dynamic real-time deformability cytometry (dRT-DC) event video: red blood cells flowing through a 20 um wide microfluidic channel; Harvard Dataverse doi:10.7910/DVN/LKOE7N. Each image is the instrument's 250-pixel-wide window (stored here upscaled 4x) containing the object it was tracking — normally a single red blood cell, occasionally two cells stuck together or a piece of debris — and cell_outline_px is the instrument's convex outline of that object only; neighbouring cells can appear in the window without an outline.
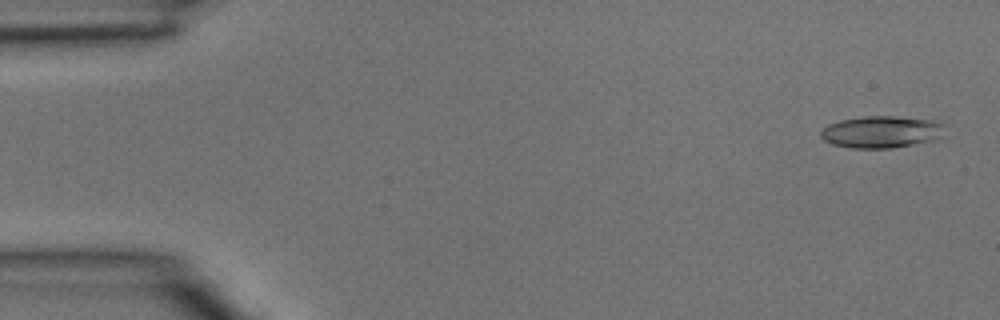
{"species": "common noctule bat (a hibernating species)", "species_latin": "Nyctalus noctula", "temperature_condition": "room temperature", "stored_images_in_passage": 4, "camera_frame_rate_fps": 3000, "um_per_image_px": 0.085, "animal": {"sex": "male", "body_mass_g": 15.6}, "frame": {"image": 1, "passage_image": 1, "time_ms": 0.0, "image_size_px": [1000, 320], "cell_outline_px": [[948, 136], [940, 140], [892, 148], [852, 148], [832, 144], [824, 140], [820, 136], [820, 132], [828, 124], [840, 120], [864, 116], [892, 116], [932, 120], [940, 124]], "centroid_in_image_um": [74.97, 11.23], "position_along_channel_um": 10.0, "area_um2": 23.41}}
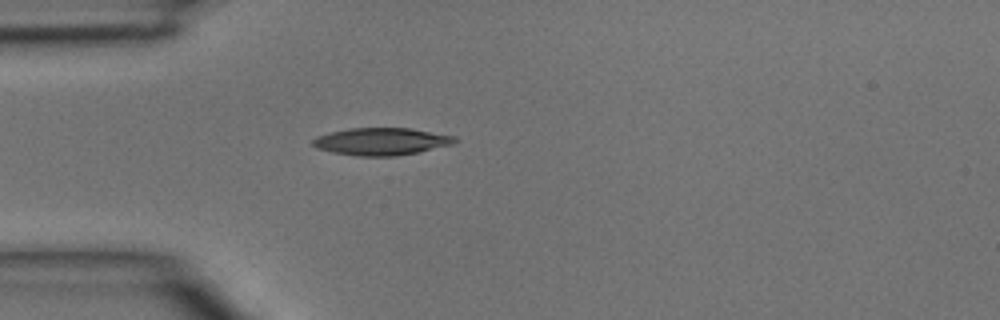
{"frame": {"image": 2, "passage_image": 4, "time_ms": 1.0, "image_size_px": [1000, 320], "cell_outline_px": [[460, 140], [456, 144], [396, 156], [360, 156], [332, 152], [316, 148], [312, 144], [312, 140], [316, 136], [348, 128], [408, 128], [456, 136]], "centroid_in_image_um": [32.45, 12.02], "position_along_channel_um": 52.6, "area_um2": 22.66}}